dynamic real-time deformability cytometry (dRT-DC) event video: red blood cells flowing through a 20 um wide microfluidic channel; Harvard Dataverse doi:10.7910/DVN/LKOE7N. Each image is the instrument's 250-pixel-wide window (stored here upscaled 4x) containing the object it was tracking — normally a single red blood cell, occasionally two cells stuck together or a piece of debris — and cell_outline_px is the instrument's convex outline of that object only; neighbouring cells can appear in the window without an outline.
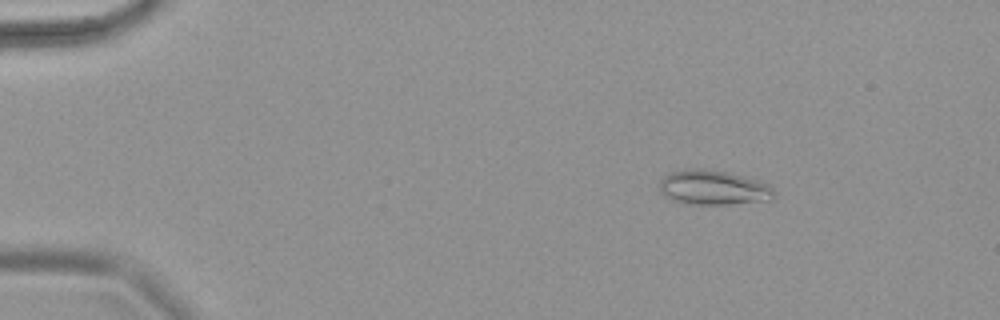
{"species": "common noctule bat (a hibernating species)", "species_latin": "Nyctalus noctula", "temperature_condition": "warm", "stored_images_in_passage": 66, "camera_frame_rate_fps": 3000, "um_per_image_px": 0.085, "animal": {"sex": "female", "body_mass_g": 18.4}, "frame": {"image": 1, "passage_image": 11, "time_ms": 3.333, "image_size_px": [1000, 320], "cell_outline_px": [[776, 192], [768, 200], [728, 204], [676, 204], [664, 196], [660, 192], [660, 180], [668, 172], [684, 168], [704, 168], [744, 176], [768, 184]], "centroid_in_image_um": [60.53, 15.94], "position_along_channel_um": 24.5, "area_um2": 23.41}}
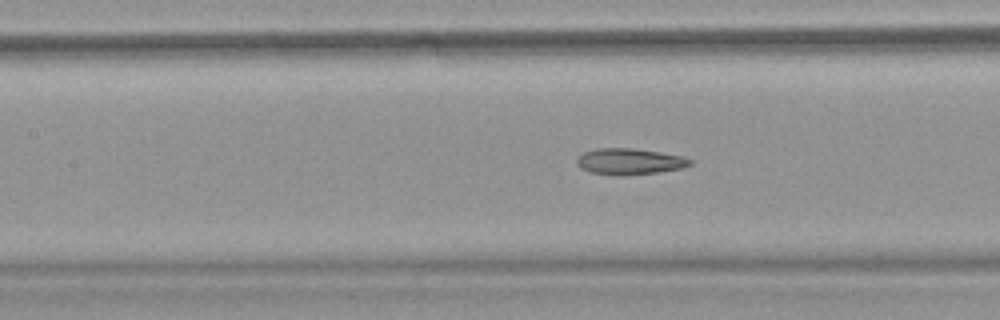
{"frame": {"image": 2, "passage_image": 32, "time_ms": 10.333, "image_size_px": [1000, 320], "cell_outline_px": [[692, 164], [684, 168], [656, 172], [624, 176], [620, 176], [592, 172], [580, 168], [576, 164], [576, 160], [584, 152], [596, 148], [632, 148], [660, 152], [684, 156], [692, 160]], "centroid_in_image_um": [53.53, 13.72], "position_along_channel_um": 153.9, "area_um2": 17.34}}
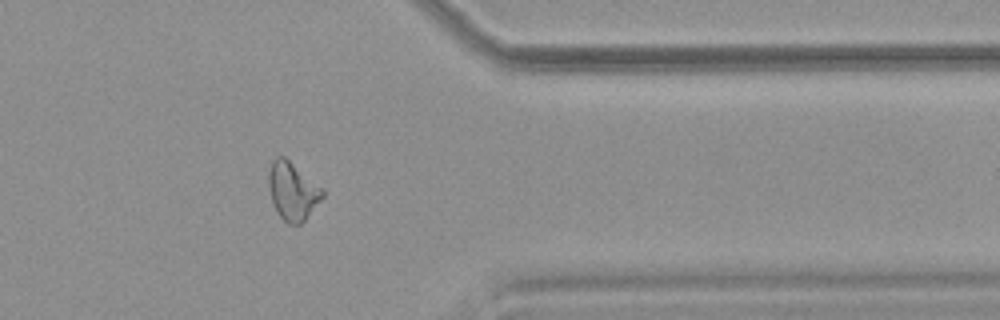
{"frame": {"image": 3, "passage_image": 55, "time_ms": 18.0, "image_size_px": [1000, 320], "cell_outline_px": [[324, 196], [304, 220], [300, 224], [288, 224], [276, 212], [272, 204], [268, 184], [268, 172], [272, 160], [276, 156], [284, 156], [324, 188]], "centroid_in_image_um": [24.86, 16.22], "position_along_channel_um": 386.5, "area_um2": 18.32}}